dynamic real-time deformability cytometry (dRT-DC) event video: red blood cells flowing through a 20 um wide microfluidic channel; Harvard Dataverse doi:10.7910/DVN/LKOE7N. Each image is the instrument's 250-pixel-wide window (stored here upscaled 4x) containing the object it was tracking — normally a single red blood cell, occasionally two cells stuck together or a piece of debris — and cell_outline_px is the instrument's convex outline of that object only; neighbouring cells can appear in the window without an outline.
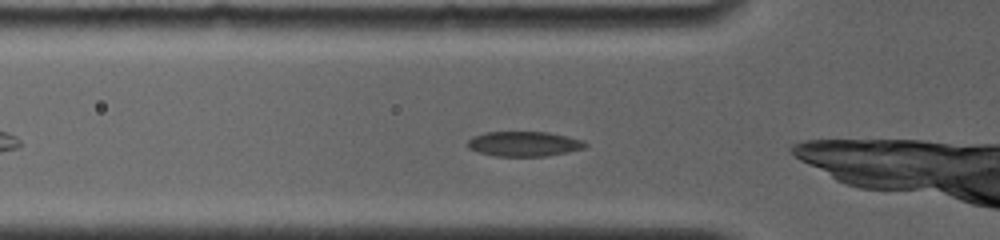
{"species": "common noctule bat (a hibernating species)", "species_latin": "Nyctalus noctula", "temperature_condition": "room temperature", "stored_images_in_passage": 22, "camera_frame_rate_fps": 4000, "um_per_image_px": 0.085, "animal": {"sex": "female", "body_mass_g": 19.0, "forearm_length_mm": 56.7}, "frame": {"image": 1, "passage_image": 2, "time_ms": 0.5, "image_size_px": [1000, 240], "cell_outline_px": [[588, 144], [584, 148], [568, 152], [544, 156], [496, 156], [480, 152], [468, 148], [468, 140], [472, 136], [484, 132], [548, 132], [568, 136], [584, 140]], "centroid_in_image_um": [44.56, 12.22], "position_along_channel_um": 81.2, "area_um2": 17.11}}
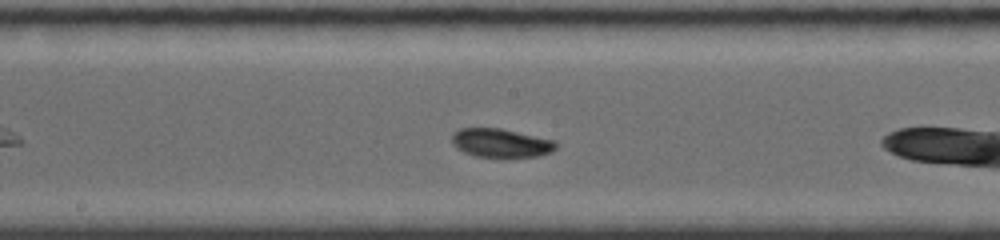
{"frame": {"image": 2, "passage_image": 8, "time_ms": 3.75, "image_size_px": [1000, 240], "cell_outline_px": [[556, 148], [552, 152], [536, 156], [476, 156], [464, 152], [456, 148], [452, 144], [452, 136], [460, 128], [500, 128], [556, 140]], "centroid_in_image_um": [42.58, 12.14], "position_along_channel_um": 205.6, "area_um2": 17.17}}
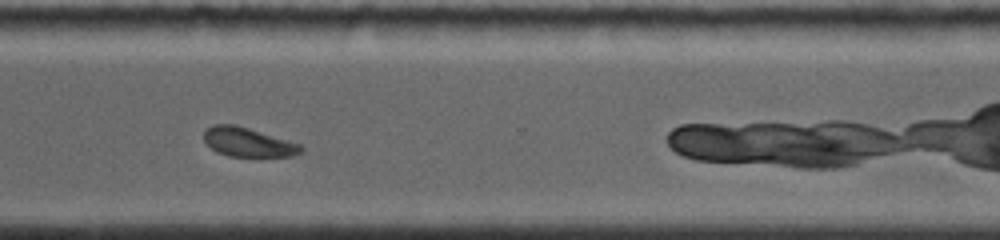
{"frame": {"image": 3, "passage_image": 16, "time_ms": 7.5, "image_size_px": [1000, 240], "cell_outline_px": [[304, 152], [292, 156], [228, 156], [216, 152], [204, 140], [204, 128], [212, 124], [236, 124], [300, 144], [304, 148]], "centroid_in_image_um": [21.07, 12.07], "position_along_channel_um": 349.5, "area_um2": 16.53}, "authors_computed_cell_mechanics": {"area_um2": 17.0799, "velocity_mm_per_s": 3.8282, "shape_relaxation_time_tau1_ms": 4.0407, "shape_relaxation_time_tau2_ms": null, "deformation_change_tau1": 0.1005, "deformation_change_tau2": null}}